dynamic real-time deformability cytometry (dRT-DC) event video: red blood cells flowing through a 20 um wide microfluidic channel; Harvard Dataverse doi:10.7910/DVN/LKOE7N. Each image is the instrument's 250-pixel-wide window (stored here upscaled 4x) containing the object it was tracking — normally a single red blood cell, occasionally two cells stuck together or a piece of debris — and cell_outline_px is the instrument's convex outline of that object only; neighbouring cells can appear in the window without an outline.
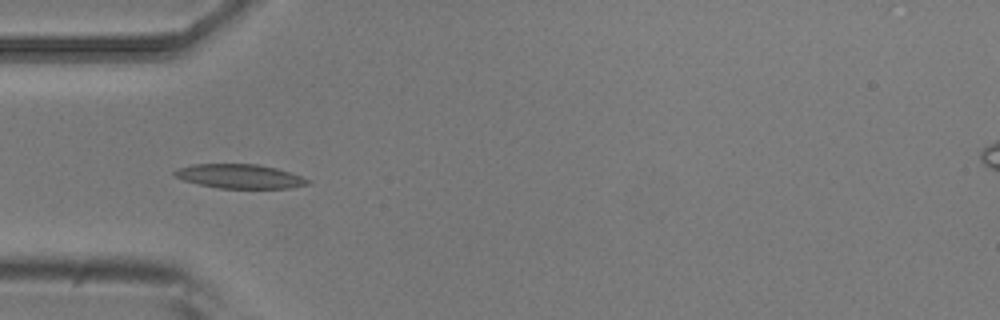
{"species": "common noctule bat (a hibernating species)", "species_latin": "Nyctalus noctula", "temperature_condition": "room temperature", "stored_images_in_passage": 5, "camera_frame_rate_fps": 3000, "um_per_image_px": 0.085, "animal": {"sex": "male", "body_mass_g": 20.5, "forearm_length_mm": 52.5}, "frame": {"image": 1, "passage_image": 5, "time_ms": 1.333, "image_size_px": [1000, 320], "cell_outline_px": [[312, 184], [288, 188], [220, 188], [200, 184], [184, 180], [172, 176], [172, 172], [176, 168], [192, 164], [256, 164], [276, 168], [300, 176], [308, 180]], "centroid_in_image_um": [20.32, 14.98], "position_along_channel_um": 64.7, "area_um2": 18.67}}